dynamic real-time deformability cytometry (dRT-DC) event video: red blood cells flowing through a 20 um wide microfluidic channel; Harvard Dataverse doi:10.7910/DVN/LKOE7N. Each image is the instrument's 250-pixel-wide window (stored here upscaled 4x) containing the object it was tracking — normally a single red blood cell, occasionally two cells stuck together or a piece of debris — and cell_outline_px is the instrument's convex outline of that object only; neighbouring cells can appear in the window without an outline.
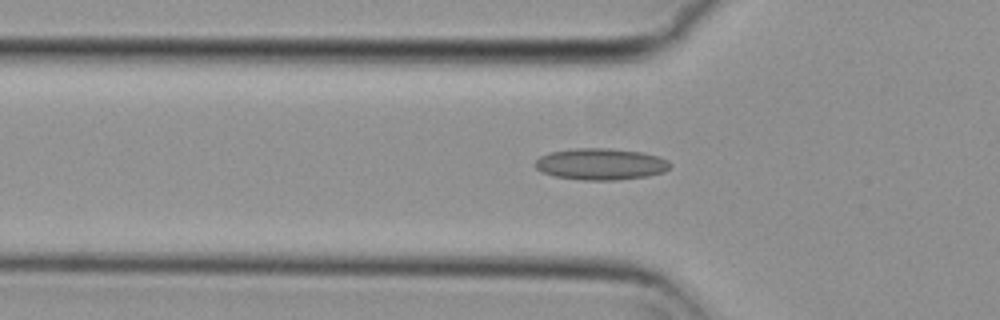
{"species": "common noctule bat (a hibernating species)", "species_latin": "Nyctalus noctula", "temperature_condition": "cold", "stored_images_in_passage": 43, "camera_frame_rate_fps": 3000, "um_per_image_px": 0.085, "animal": {"sex": "female", "body_mass_g": 29.2, "forearm_length_mm": 56.3}, "frame": {"image": 1, "passage_image": 12, "time_ms": 3.667, "image_size_px": [1000, 320], "cell_outline_px": [[672, 164], [664, 172], [648, 176], [616, 180], [580, 180], [552, 176], [536, 168], [532, 164], [540, 156], [548, 152], [572, 148], [612, 148], [644, 152], [668, 160]], "centroid_in_image_um": [51.04, 13.94], "position_along_channel_um": 74.8, "area_um2": 25.14}}
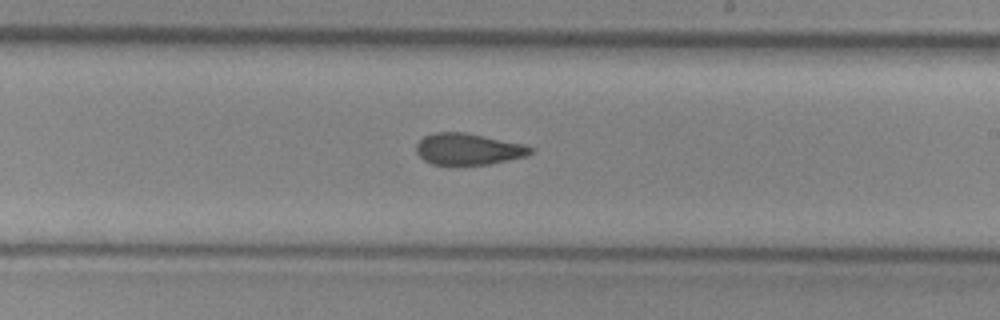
{"frame": {"image": 2, "passage_image": 26, "time_ms": 8.333, "image_size_px": [1000, 320], "cell_outline_px": [[532, 152], [528, 156], [488, 164], [432, 164], [424, 160], [416, 152], [416, 144], [424, 136], [436, 132], [464, 132], [524, 144], [532, 148]], "centroid_in_image_um": [39.79, 12.66], "position_along_channel_um": 249.2, "area_um2": 20.75}}
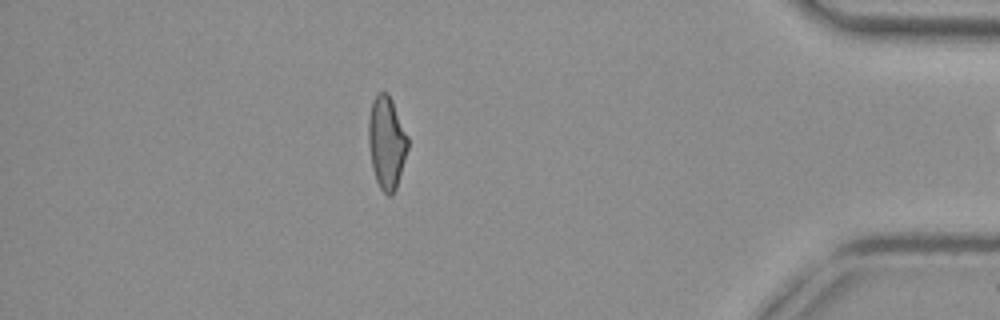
{"frame": {"image": 3, "passage_image": 42, "time_ms": 13.667, "image_size_px": [1000, 320], "cell_outline_px": [[408, 148], [396, 188], [392, 196], [388, 196], [380, 188], [376, 180], [372, 168], [368, 144], [368, 120], [372, 100], [380, 92], [388, 92], [392, 100], [408, 136]], "centroid_in_image_um": [32.85, 12.11], "position_along_channel_um": 402.4, "area_um2": 21.27}}